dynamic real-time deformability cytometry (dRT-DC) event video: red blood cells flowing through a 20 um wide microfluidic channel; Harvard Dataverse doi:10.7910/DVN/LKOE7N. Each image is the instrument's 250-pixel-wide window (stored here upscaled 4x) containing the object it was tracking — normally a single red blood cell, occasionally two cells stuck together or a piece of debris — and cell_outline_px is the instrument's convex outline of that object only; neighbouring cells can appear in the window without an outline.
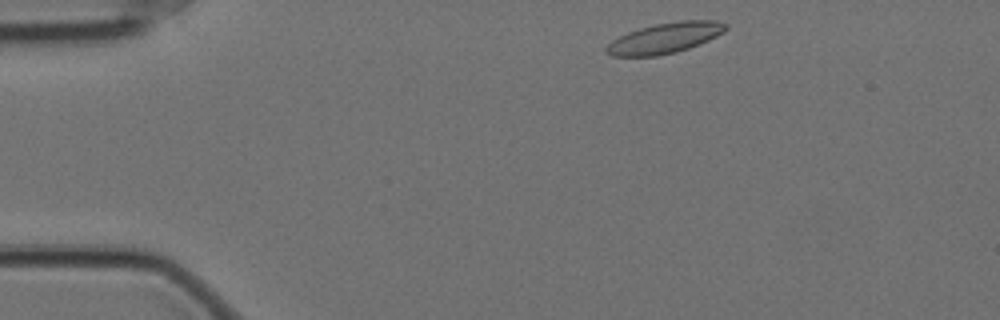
{"species": "Egyptian fruit bat (a non-hibernating species)", "species_latin": "Rousettus aegyptiacus", "temperature_condition": "cold", "stored_images_in_passage": 50, "camera_frame_rate_fps": 3000, "um_per_image_px": 0.085, "animal": {"sex": "female"}, "frame": {"image": 1, "passage_image": 2, "time_ms": 0.333, "image_size_px": [1000, 320], "cell_outline_px": [[728, 28], [724, 32], [708, 40], [688, 48], [676, 52], [656, 56], [612, 56], [604, 52], [604, 48], [612, 40], [628, 32], [640, 28], [656, 24], [680, 20], [716, 20], [728, 24]], "centroid_in_image_um": [56.52, 3.23], "position_along_channel_um": 28.5, "area_um2": 21.21}}
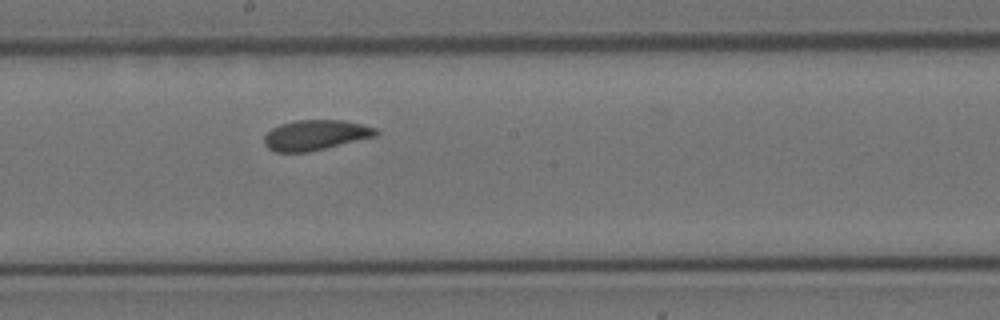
{"frame": {"image": 2, "passage_image": 24, "time_ms": 7.667, "image_size_px": [1000, 320], "cell_outline_px": [[380, 132], [376, 136], [308, 152], [276, 152], [268, 148], [264, 144], [264, 136], [272, 128], [280, 124], [296, 120], [344, 120], [376, 128]], "centroid_in_image_um": [26.8, 11.48], "position_along_channel_um": 221.4, "area_um2": 19.59}}
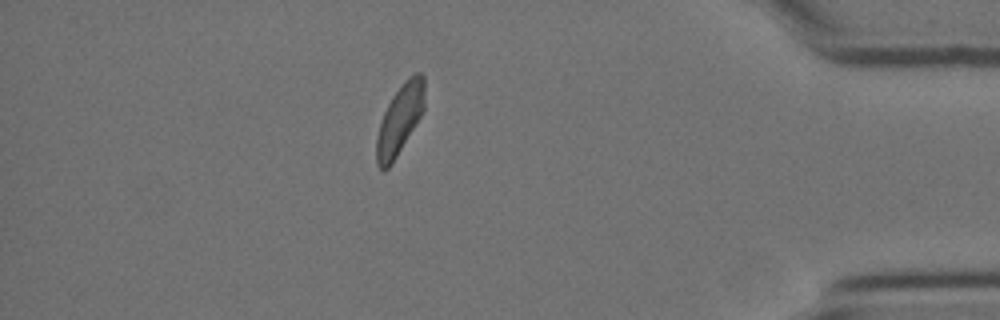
{"frame": {"image": 3, "passage_image": 43, "time_ms": 14.0, "image_size_px": [1000, 320], "cell_outline_px": [[424, 108], [416, 124], [392, 164], [384, 172], [376, 164], [376, 140], [380, 124], [384, 112], [392, 96], [416, 72], [420, 72], [424, 76]], "centroid_in_image_um": [33.97, 10.22], "position_along_channel_um": 401.2, "area_um2": 19.07}, "authors_computed_cell_mechanics": {"area_um2": 20.0566, "velocity_mm_per_s": 3.4552, "shape_relaxation_time_tau1_ms": 4.5392, "shape_relaxation_time_tau2_ms": 3.0724, "deformation_change_tau1": 0.1001, "deformation_change_tau2": 0.0581}}